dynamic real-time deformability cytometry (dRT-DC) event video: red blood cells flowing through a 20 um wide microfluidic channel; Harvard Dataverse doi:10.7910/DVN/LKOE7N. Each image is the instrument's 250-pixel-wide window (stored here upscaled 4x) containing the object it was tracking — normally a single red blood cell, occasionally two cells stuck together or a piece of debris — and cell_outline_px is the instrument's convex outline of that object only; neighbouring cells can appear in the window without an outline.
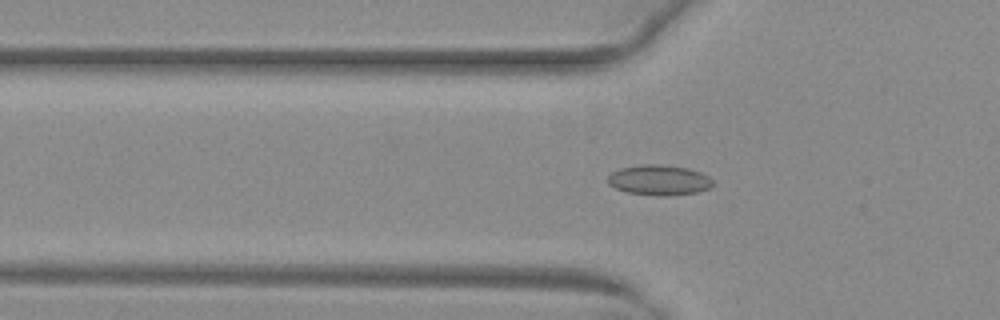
{"species": "common noctule bat (a hibernating species)", "species_latin": "Nyctalus noctula", "temperature_condition": "warm", "stored_images_in_passage": 48, "camera_frame_rate_fps": 3000, "um_per_image_px": 0.085, "animal": {"sex": "female", "body_mass_g": 29.2, "forearm_length_mm": 56.3}, "frame": {"image": 1, "passage_image": 18, "time_ms": 5.667, "image_size_px": [1000, 320], "cell_outline_px": [[716, 184], [712, 188], [700, 192], [664, 196], [660, 196], [628, 192], [616, 188], [608, 184], [608, 176], [612, 172], [620, 168], [640, 164], [660, 164], [688, 168], [700, 172], [708, 176]], "centroid_in_image_um": [56.07, 15.3], "position_along_channel_um": 69.7, "area_um2": 18.73}}
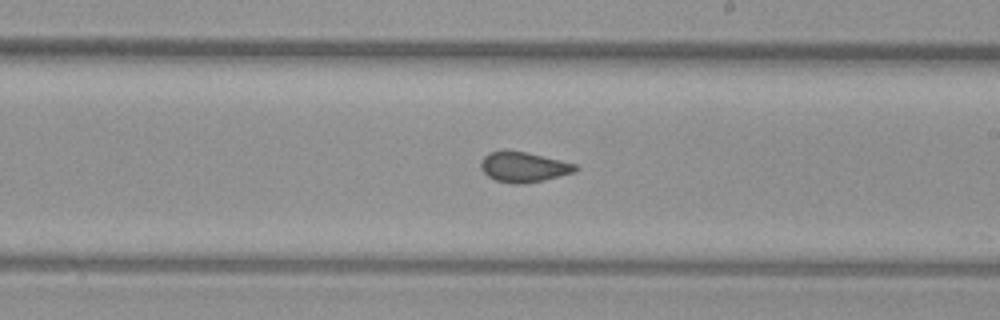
{"frame": {"image": 2, "passage_image": 31, "time_ms": 10.0, "image_size_px": [1000, 320], "cell_outline_px": [[580, 168], [572, 172], [544, 180], [520, 184], [512, 184], [496, 180], [488, 176], [480, 168], [480, 160], [488, 152], [524, 152], [576, 164]], "centroid_in_image_um": [44.47, 14.22], "position_along_channel_um": 244.5, "area_um2": 16.18}}
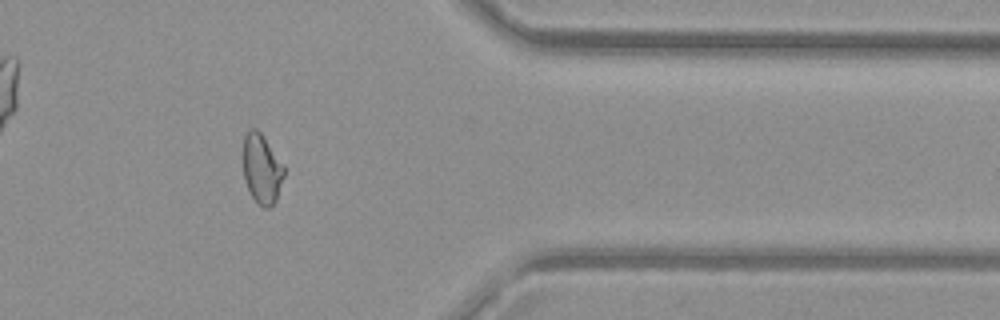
{"frame": {"image": 3, "passage_image": 43, "time_ms": 14.0, "image_size_px": [1000, 320], "cell_outline_px": [[284, 176], [276, 200], [268, 208], [264, 208], [252, 196], [244, 180], [244, 136], [252, 128], [256, 128], [260, 132], [284, 164]], "centroid_in_image_um": [22.27, 14.35], "position_along_channel_um": 389.1, "area_um2": 16.3}}